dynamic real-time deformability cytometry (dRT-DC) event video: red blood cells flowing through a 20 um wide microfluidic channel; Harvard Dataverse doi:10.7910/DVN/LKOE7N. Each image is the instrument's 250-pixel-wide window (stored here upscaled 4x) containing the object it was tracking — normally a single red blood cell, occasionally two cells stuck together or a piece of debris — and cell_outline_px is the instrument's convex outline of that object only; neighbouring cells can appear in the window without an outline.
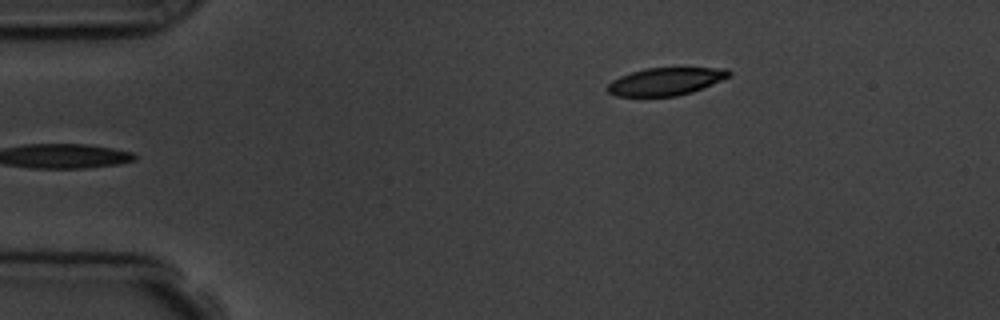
{"species": "common noctule bat (a hibernating species)", "species_latin": "Nyctalus noctula", "temperature_condition": "room temperature", "stored_images_in_passage": 5, "camera_frame_rate_fps": 3000, "um_per_image_px": 0.085, "animal": {"sex": "male", "body_mass_g": 19.5, "forearm_length_mm": 54.6}, "frame": {"image": 1, "passage_image": 5, "time_ms": 5.667, "image_size_px": [1000, 320], "cell_outline_px": [[732, 72], [728, 76], [720, 80], [692, 92], [676, 96], [616, 96], [608, 92], [604, 88], [612, 80], [620, 76], [644, 68], [728, 68]], "centroid_in_image_um": [56.53, 6.92], "position_along_channel_um": 28.5, "area_um2": 19.42}}